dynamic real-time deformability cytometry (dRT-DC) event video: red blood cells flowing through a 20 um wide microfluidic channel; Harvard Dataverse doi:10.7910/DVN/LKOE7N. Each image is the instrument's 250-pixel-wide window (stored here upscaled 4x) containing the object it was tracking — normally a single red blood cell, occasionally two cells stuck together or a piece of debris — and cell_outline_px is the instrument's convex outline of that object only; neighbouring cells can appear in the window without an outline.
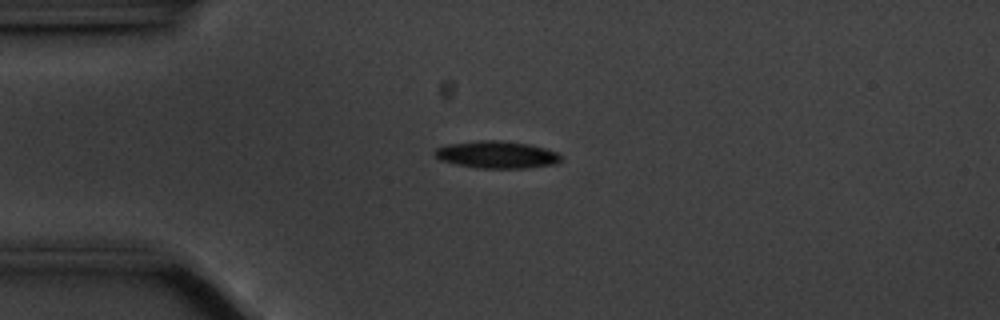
{"species": "common noctule bat (a hibernating species)", "species_latin": "Nyctalus noctula", "temperature_condition": "cold", "stored_images_in_passage": 45, "camera_frame_rate_fps": 3000, "um_per_image_px": 0.085, "animal": {"sex": "male", "body_mass_g": 20.1, "forearm_length_mm": 53.5}, "frame": {"image": 1, "passage_image": 2, "time_ms": 0.333, "image_size_px": [1000, 320], "cell_outline_px": [[564, 156], [556, 164], [528, 168], [476, 168], [456, 164], [440, 160], [432, 152], [436, 148], [448, 144], [480, 140], [496, 140], [528, 144], [544, 148], [556, 152]], "centroid_in_image_um": [42.22, 13.15], "position_along_channel_um": 42.8, "area_um2": 20.06}}
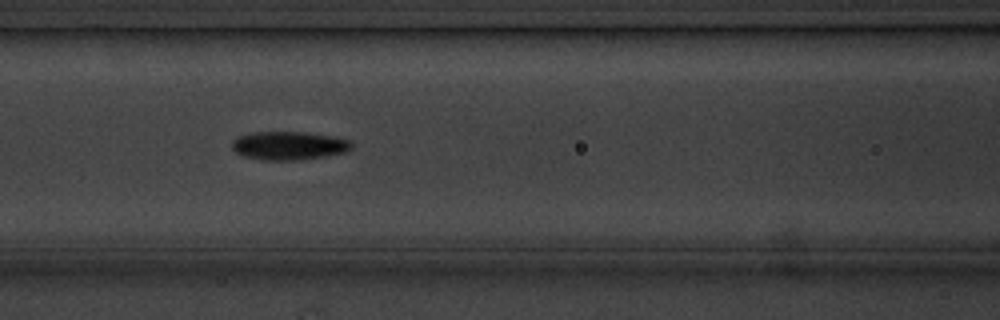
{"frame": {"image": 2, "passage_image": 12, "time_ms": 3.667, "image_size_px": [1000, 320], "cell_outline_px": [[352, 148], [344, 152], [328, 156], [296, 160], [260, 160], [244, 156], [236, 152], [232, 148], [232, 140], [240, 136], [256, 132], [300, 132], [328, 136], [348, 140], [352, 144]], "centroid_in_image_um": [24.52, 12.39], "position_along_channel_um": 142.1, "area_um2": 19.54}}
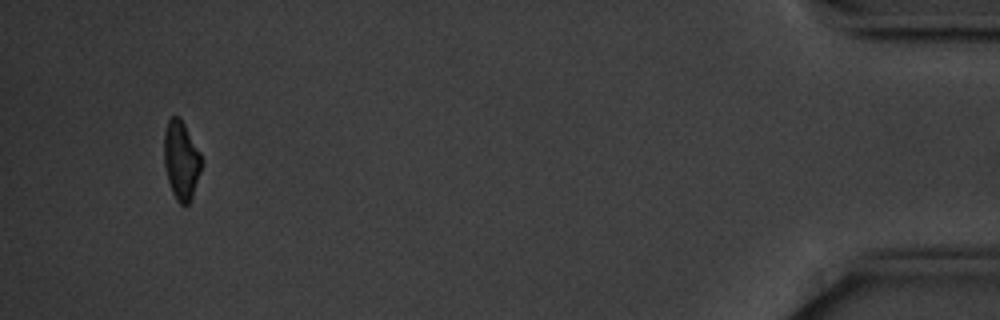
{"frame": {"image": 3, "passage_image": 42, "time_ms": 13.667, "image_size_px": [1000, 320], "cell_outline_px": [[200, 172], [192, 200], [188, 204], [180, 204], [176, 200], [172, 192], [168, 180], [164, 164], [164, 132], [168, 120], [172, 116], [180, 116], [200, 152]], "centroid_in_image_um": [15.39, 13.62], "position_along_channel_um": 419.8, "area_um2": 17.11}, "authors_computed_cell_mechanics": {"area_um2": 18.785, "velocity_mm_per_s": 3.5389, "shape_relaxation_time_tau1_ms": 2.2283, "shape_relaxation_time_tau2_ms": null, "deformation_change_tau1": 0.1141, "deformation_change_tau2": null}}